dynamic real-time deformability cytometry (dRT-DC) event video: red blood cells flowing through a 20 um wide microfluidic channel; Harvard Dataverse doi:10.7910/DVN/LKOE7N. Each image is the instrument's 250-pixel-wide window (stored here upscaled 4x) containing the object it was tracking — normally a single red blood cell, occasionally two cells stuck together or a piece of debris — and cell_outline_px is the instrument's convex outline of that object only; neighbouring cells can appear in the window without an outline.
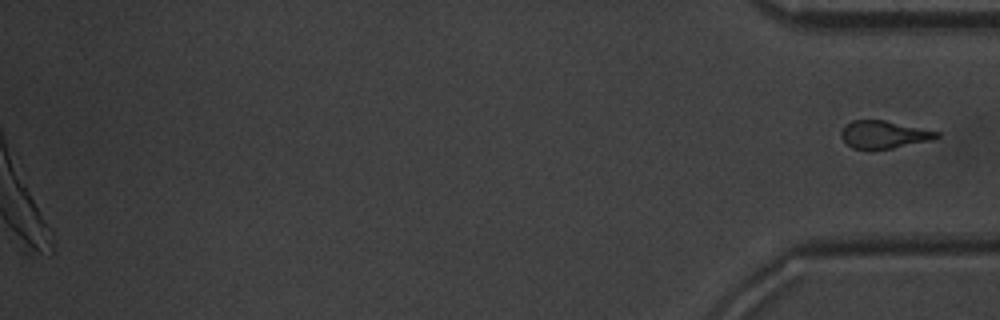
{"species": "common noctule bat (a hibernating species)", "species_latin": "Nyctalus noctula", "temperature_condition": "warm", "stored_images_in_passage": 54, "segment_of_instrument_passage": [2, 2], "camera_frame_rate_fps": 3000, "um_per_image_px": 0.085, "animal": {"sex": "male", "body_mass_g": 20.1, "forearm_length_mm": 53.5}, "frame": {"image": 1, "passage_image": 54, "time_ms": 17.667, "image_size_px": [1000, 320], "cell_outline_px": [[940, 136], [928, 140], [892, 148], [852, 148], [840, 136], [840, 132], [844, 124], [852, 120], [884, 120], [940, 132]], "centroid_in_image_um": [75.08, 11.41], "position_along_channel_um": 360.1, "area_um2": 15.03}}